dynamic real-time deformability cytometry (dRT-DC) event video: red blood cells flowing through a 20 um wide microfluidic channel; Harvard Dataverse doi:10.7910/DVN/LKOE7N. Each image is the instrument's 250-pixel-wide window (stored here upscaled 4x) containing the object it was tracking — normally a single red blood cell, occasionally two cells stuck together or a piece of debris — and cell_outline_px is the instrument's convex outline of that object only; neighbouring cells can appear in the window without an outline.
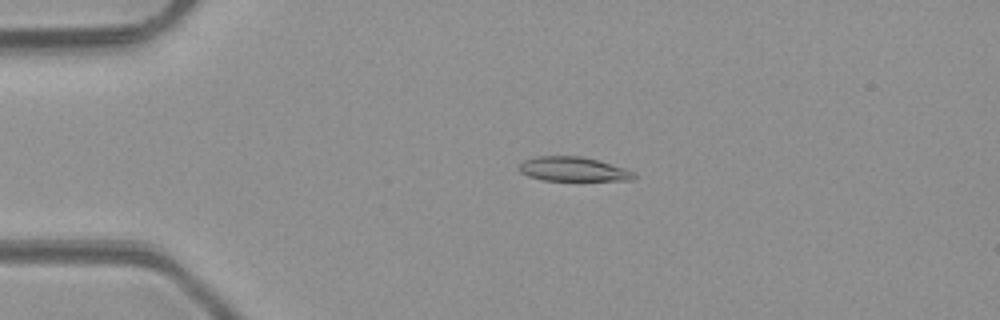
{"species": "common noctule bat (a hibernating species)", "species_latin": "Nyctalus noctula", "temperature_condition": "room temperature", "stored_images_in_passage": 4, "camera_frame_rate_fps": 3000, "um_per_image_px": 0.085, "animal": {"sex": "male", "body_mass_g": 23.1, "forearm_length_mm": 52.7}, "frame": {"image": 1, "passage_image": 3, "time_ms": 3.333, "image_size_px": [1000, 320], "cell_outline_px": [[636, 176], [632, 180], [544, 180], [528, 176], [520, 172], [520, 164], [524, 160], [536, 156], [580, 156], [600, 160], [636, 172]], "centroid_in_image_um": [48.75, 14.37], "position_along_channel_um": 36.3, "area_um2": 16.24}}